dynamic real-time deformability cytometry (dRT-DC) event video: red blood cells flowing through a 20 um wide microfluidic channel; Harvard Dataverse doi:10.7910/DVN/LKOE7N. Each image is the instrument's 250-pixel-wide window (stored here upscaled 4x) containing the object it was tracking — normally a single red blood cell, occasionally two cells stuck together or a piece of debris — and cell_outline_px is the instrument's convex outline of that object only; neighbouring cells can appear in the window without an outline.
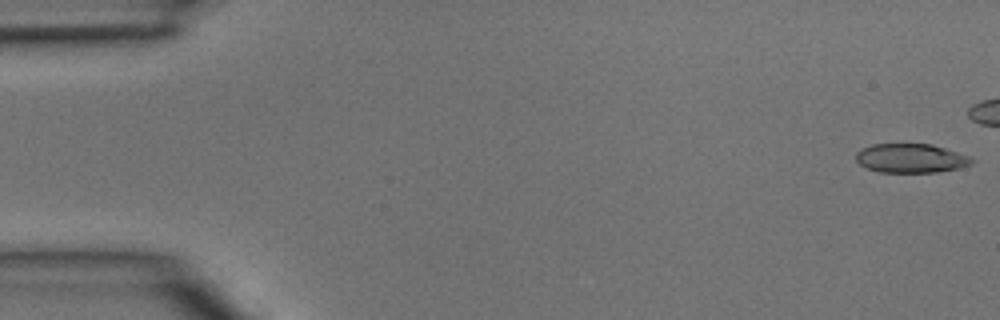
{"species": "common noctule bat (a hibernating species)", "species_latin": "Nyctalus noctula", "temperature_condition": "room temperature", "stored_images_in_passage": 5, "camera_frame_rate_fps": 3000, "um_per_image_px": 0.085, "animal": {"sex": "male", "body_mass_g": 15.6}, "frame": {"image": 1, "passage_image": 1, "time_ms": 0.0, "image_size_px": [1000, 320], "cell_outline_px": [[976, 160], [972, 164], [960, 168], [936, 172], [880, 172], [868, 168], [860, 164], [856, 160], [856, 152], [872, 144], [932, 144], [968, 156]], "centroid_in_image_um": [77.44, 13.45], "position_along_channel_um": 7.6, "area_um2": 19.48}}
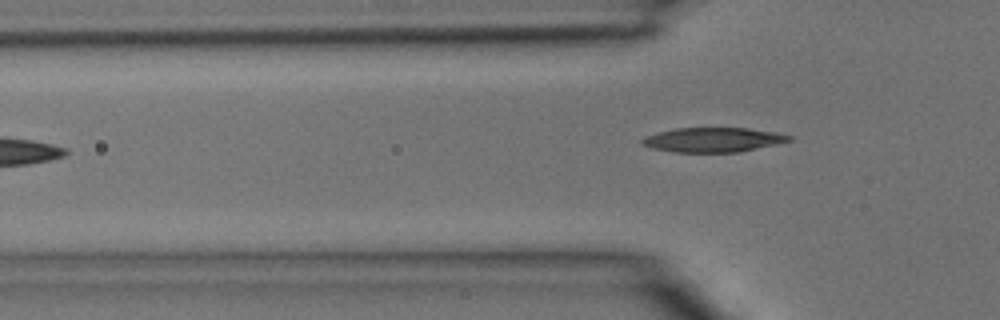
{"frame": {"image": 2, "passage_image": 5, "time_ms": 1.333, "image_size_px": [1000, 320], "cell_outline_px": [[792, 140], [776, 144], [740, 152], [672, 152], [652, 148], [640, 144], [640, 140], [644, 136], [676, 128], [748, 128], [776, 132], [792, 136]], "centroid_in_image_um": [60.59, 11.88], "position_along_channel_um": 65.2, "area_um2": 21.04}}